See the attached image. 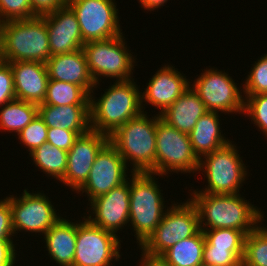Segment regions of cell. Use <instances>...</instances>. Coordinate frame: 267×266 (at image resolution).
Returning a JSON list of instances; mask_svg holds the SVG:
<instances>
[{"instance_id":"1","label":"cell","mask_w":267,"mask_h":266,"mask_svg":"<svg viewBox=\"0 0 267 266\" xmlns=\"http://www.w3.org/2000/svg\"><path fill=\"white\" fill-rule=\"evenodd\" d=\"M190 194V200L197 208L201 230L231 228L247 235L264 221L261 209L247 202L241 193L221 195L191 192Z\"/></svg>"},{"instance_id":"2","label":"cell","mask_w":267,"mask_h":266,"mask_svg":"<svg viewBox=\"0 0 267 266\" xmlns=\"http://www.w3.org/2000/svg\"><path fill=\"white\" fill-rule=\"evenodd\" d=\"M108 88L97 100L93 91L90 94V125L91 130L109 136L124 123L139 116L143 110L141 91L134 78L115 81Z\"/></svg>"},{"instance_id":"3","label":"cell","mask_w":267,"mask_h":266,"mask_svg":"<svg viewBox=\"0 0 267 266\" xmlns=\"http://www.w3.org/2000/svg\"><path fill=\"white\" fill-rule=\"evenodd\" d=\"M151 117L142 112L109 135V142L126 165L131 161V173L155 174L157 114Z\"/></svg>"},{"instance_id":"4","label":"cell","mask_w":267,"mask_h":266,"mask_svg":"<svg viewBox=\"0 0 267 266\" xmlns=\"http://www.w3.org/2000/svg\"><path fill=\"white\" fill-rule=\"evenodd\" d=\"M1 61H38L51 57L44 17L0 23Z\"/></svg>"},{"instance_id":"5","label":"cell","mask_w":267,"mask_h":266,"mask_svg":"<svg viewBox=\"0 0 267 266\" xmlns=\"http://www.w3.org/2000/svg\"><path fill=\"white\" fill-rule=\"evenodd\" d=\"M132 174V175H131ZM129 226L135 232L139 247L160 224L166 209L162 190L154 173H131ZM156 178V179H155ZM131 223V225H130Z\"/></svg>"},{"instance_id":"6","label":"cell","mask_w":267,"mask_h":266,"mask_svg":"<svg viewBox=\"0 0 267 266\" xmlns=\"http://www.w3.org/2000/svg\"><path fill=\"white\" fill-rule=\"evenodd\" d=\"M123 35L90 41L82 47L95 84H99L102 76L115 78V81L132 79L136 61L134 55L129 52L131 50L127 48Z\"/></svg>"},{"instance_id":"7","label":"cell","mask_w":267,"mask_h":266,"mask_svg":"<svg viewBox=\"0 0 267 266\" xmlns=\"http://www.w3.org/2000/svg\"><path fill=\"white\" fill-rule=\"evenodd\" d=\"M238 151L237 146L230 141L227 145L204 156L199 162L198 171L202 170L205 173L208 184L205 189L199 191L196 188L192 192L221 195L239 193L248 171Z\"/></svg>"},{"instance_id":"8","label":"cell","mask_w":267,"mask_h":266,"mask_svg":"<svg viewBox=\"0 0 267 266\" xmlns=\"http://www.w3.org/2000/svg\"><path fill=\"white\" fill-rule=\"evenodd\" d=\"M199 162L189 135L168 125L157 114L155 176L169 172L195 173L198 172Z\"/></svg>"},{"instance_id":"9","label":"cell","mask_w":267,"mask_h":266,"mask_svg":"<svg viewBox=\"0 0 267 266\" xmlns=\"http://www.w3.org/2000/svg\"><path fill=\"white\" fill-rule=\"evenodd\" d=\"M199 230L197 208L189 198L185 203L177 202L167 207L160 224L139 249L148 254L161 256L173 245L192 237Z\"/></svg>"},{"instance_id":"10","label":"cell","mask_w":267,"mask_h":266,"mask_svg":"<svg viewBox=\"0 0 267 266\" xmlns=\"http://www.w3.org/2000/svg\"><path fill=\"white\" fill-rule=\"evenodd\" d=\"M77 221L73 266H111L120 259L121 240L111 231L93 225L84 215Z\"/></svg>"},{"instance_id":"11","label":"cell","mask_w":267,"mask_h":266,"mask_svg":"<svg viewBox=\"0 0 267 266\" xmlns=\"http://www.w3.org/2000/svg\"><path fill=\"white\" fill-rule=\"evenodd\" d=\"M79 23L84 43L121 35L115 0H67Z\"/></svg>"},{"instance_id":"12","label":"cell","mask_w":267,"mask_h":266,"mask_svg":"<svg viewBox=\"0 0 267 266\" xmlns=\"http://www.w3.org/2000/svg\"><path fill=\"white\" fill-rule=\"evenodd\" d=\"M233 80L225 71L206 68L190 85L208 111L241 115L244 110L243 90Z\"/></svg>"},{"instance_id":"13","label":"cell","mask_w":267,"mask_h":266,"mask_svg":"<svg viewBox=\"0 0 267 266\" xmlns=\"http://www.w3.org/2000/svg\"><path fill=\"white\" fill-rule=\"evenodd\" d=\"M12 227L14 234L20 232L44 235L60 218L49 197L38 191L30 193L25 189L22 196L10 195Z\"/></svg>"},{"instance_id":"14","label":"cell","mask_w":267,"mask_h":266,"mask_svg":"<svg viewBox=\"0 0 267 266\" xmlns=\"http://www.w3.org/2000/svg\"><path fill=\"white\" fill-rule=\"evenodd\" d=\"M127 169L119 152L108 142L96 156L86 182L76 193L85 192L91 201L126 182L129 178Z\"/></svg>"},{"instance_id":"15","label":"cell","mask_w":267,"mask_h":266,"mask_svg":"<svg viewBox=\"0 0 267 266\" xmlns=\"http://www.w3.org/2000/svg\"><path fill=\"white\" fill-rule=\"evenodd\" d=\"M108 142V135L94 130L80 135L68 151L67 169L59 182L77 191L86 182L96 156Z\"/></svg>"},{"instance_id":"16","label":"cell","mask_w":267,"mask_h":266,"mask_svg":"<svg viewBox=\"0 0 267 266\" xmlns=\"http://www.w3.org/2000/svg\"><path fill=\"white\" fill-rule=\"evenodd\" d=\"M87 219L95 226L116 234L129 223L130 185L129 180L108 193L102 194L90 201ZM94 213V214H93ZM95 216V217H94Z\"/></svg>"},{"instance_id":"17","label":"cell","mask_w":267,"mask_h":266,"mask_svg":"<svg viewBox=\"0 0 267 266\" xmlns=\"http://www.w3.org/2000/svg\"><path fill=\"white\" fill-rule=\"evenodd\" d=\"M190 79H186L185 75L176 70L172 65H163L150 78L145 91L141 92V106L146 103L156 107L161 115L173 102H175L184 91L190 86ZM146 102L145 104H143ZM144 108V109H143Z\"/></svg>"},{"instance_id":"18","label":"cell","mask_w":267,"mask_h":266,"mask_svg":"<svg viewBox=\"0 0 267 266\" xmlns=\"http://www.w3.org/2000/svg\"><path fill=\"white\" fill-rule=\"evenodd\" d=\"M43 17L47 25L51 56L82 49L85 43L79 23L75 13L67 4Z\"/></svg>"},{"instance_id":"19","label":"cell","mask_w":267,"mask_h":266,"mask_svg":"<svg viewBox=\"0 0 267 266\" xmlns=\"http://www.w3.org/2000/svg\"><path fill=\"white\" fill-rule=\"evenodd\" d=\"M11 66L16 99L42 104L46 95L48 72L38 61L7 62Z\"/></svg>"},{"instance_id":"20","label":"cell","mask_w":267,"mask_h":266,"mask_svg":"<svg viewBox=\"0 0 267 266\" xmlns=\"http://www.w3.org/2000/svg\"><path fill=\"white\" fill-rule=\"evenodd\" d=\"M45 64L49 79L79 85L89 94L98 87L90 75L83 49L51 56Z\"/></svg>"},{"instance_id":"21","label":"cell","mask_w":267,"mask_h":266,"mask_svg":"<svg viewBox=\"0 0 267 266\" xmlns=\"http://www.w3.org/2000/svg\"><path fill=\"white\" fill-rule=\"evenodd\" d=\"M206 112H208V110L205 104L190 85L160 117L168 125L176 128L178 131L189 134L195 127L198 119Z\"/></svg>"},{"instance_id":"22","label":"cell","mask_w":267,"mask_h":266,"mask_svg":"<svg viewBox=\"0 0 267 266\" xmlns=\"http://www.w3.org/2000/svg\"><path fill=\"white\" fill-rule=\"evenodd\" d=\"M38 114L48 128L65 129L79 136L91 130L90 105H38Z\"/></svg>"},{"instance_id":"23","label":"cell","mask_w":267,"mask_h":266,"mask_svg":"<svg viewBox=\"0 0 267 266\" xmlns=\"http://www.w3.org/2000/svg\"><path fill=\"white\" fill-rule=\"evenodd\" d=\"M43 236L50 259L59 266H73L77 222L60 218Z\"/></svg>"},{"instance_id":"24","label":"cell","mask_w":267,"mask_h":266,"mask_svg":"<svg viewBox=\"0 0 267 266\" xmlns=\"http://www.w3.org/2000/svg\"><path fill=\"white\" fill-rule=\"evenodd\" d=\"M218 114V112H206L188 134L192 148L199 160L231 141L221 134L219 123L221 119Z\"/></svg>"},{"instance_id":"25","label":"cell","mask_w":267,"mask_h":266,"mask_svg":"<svg viewBox=\"0 0 267 266\" xmlns=\"http://www.w3.org/2000/svg\"><path fill=\"white\" fill-rule=\"evenodd\" d=\"M205 236L200 229L195 235L181 240L161 256L170 266H200L203 264V247Z\"/></svg>"},{"instance_id":"26","label":"cell","mask_w":267,"mask_h":266,"mask_svg":"<svg viewBox=\"0 0 267 266\" xmlns=\"http://www.w3.org/2000/svg\"><path fill=\"white\" fill-rule=\"evenodd\" d=\"M0 130L18 133L37 115L38 105L14 99L0 107Z\"/></svg>"},{"instance_id":"27","label":"cell","mask_w":267,"mask_h":266,"mask_svg":"<svg viewBox=\"0 0 267 266\" xmlns=\"http://www.w3.org/2000/svg\"><path fill=\"white\" fill-rule=\"evenodd\" d=\"M42 104L52 106L90 105V94L79 85L49 79Z\"/></svg>"},{"instance_id":"28","label":"cell","mask_w":267,"mask_h":266,"mask_svg":"<svg viewBox=\"0 0 267 266\" xmlns=\"http://www.w3.org/2000/svg\"><path fill=\"white\" fill-rule=\"evenodd\" d=\"M33 163L42 172L56 180H61L67 169L68 152L48 143L42 144L29 153Z\"/></svg>"},{"instance_id":"29","label":"cell","mask_w":267,"mask_h":266,"mask_svg":"<svg viewBox=\"0 0 267 266\" xmlns=\"http://www.w3.org/2000/svg\"><path fill=\"white\" fill-rule=\"evenodd\" d=\"M266 227L259 224L245 236L242 266H267Z\"/></svg>"},{"instance_id":"30","label":"cell","mask_w":267,"mask_h":266,"mask_svg":"<svg viewBox=\"0 0 267 266\" xmlns=\"http://www.w3.org/2000/svg\"><path fill=\"white\" fill-rule=\"evenodd\" d=\"M205 240L213 248L227 250H244L245 234L240 230L231 228H220L202 230Z\"/></svg>"},{"instance_id":"31","label":"cell","mask_w":267,"mask_h":266,"mask_svg":"<svg viewBox=\"0 0 267 266\" xmlns=\"http://www.w3.org/2000/svg\"><path fill=\"white\" fill-rule=\"evenodd\" d=\"M244 250L213 248L206 240L203 247V264L214 266H242Z\"/></svg>"},{"instance_id":"32","label":"cell","mask_w":267,"mask_h":266,"mask_svg":"<svg viewBox=\"0 0 267 266\" xmlns=\"http://www.w3.org/2000/svg\"><path fill=\"white\" fill-rule=\"evenodd\" d=\"M243 114L267 137V94L244 95Z\"/></svg>"},{"instance_id":"33","label":"cell","mask_w":267,"mask_h":266,"mask_svg":"<svg viewBox=\"0 0 267 266\" xmlns=\"http://www.w3.org/2000/svg\"><path fill=\"white\" fill-rule=\"evenodd\" d=\"M242 90L244 95L267 94V54L255 61Z\"/></svg>"},{"instance_id":"34","label":"cell","mask_w":267,"mask_h":266,"mask_svg":"<svg viewBox=\"0 0 267 266\" xmlns=\"http://www.w3.org/2000/svg\"><path fill=\"white\" fill-rule=\"evenodd\" d=\"M17 136L31 153L37 147L47 143L48 127L38 114Z\"/></svg>"},{"instance_id":"35","label":"cell","mask_w":267,"mask_h":266,"mask_svg":"<svg viewBox=\"0 0 267 266\" xmlns=\"http://www.w3.org/2000/svg\"><path fill=\"white\" fill-rule=\"evenodd\" d=\"M33 17L30 0H0V23Z\"/></svg>"},{"instance_id":"36","label":"cell","mask_w":267,"mask_h":266,"mask_svg":"<svg viewBox=\"0 0 267 266\" xmlns=\"http://www.w3.org/2000/svg\"><path fill=\"white\" fill-rule=\"evenodd\" d=\"M16 99L13 73L9 63L0 61V107Z\"/></svg>"},{"instance_id":"37","label":"cell","mask_w":267,"mask_h":266,"mask_svg":"<svg viewBox=\"0 0 267 266\" xmlns=\"http://www.w3.org/2000/svg\"><path fill=\"white\" fill-rule=\"evenodd\" d=\"M78 137L79 135L74 131L48 128L47 143L68 152Z\"/></svg>"},{"instance_id":"38","label":"cell","mask_w":267,"mask_h":266,"mask_svg":"<svg viewBox=\"0 0 267 266\" xmlns=\"http://www.w3.org/2000/svg\"><path fill=\"white\" fill-rule=\"evenodd\" d=\"M14 235L12 227L11 209L9 199H0V240H12Z\"/></svg>"},{"instance_id":"39","label":"cell","mask_w":267,"mask_h":266,"mask_svg":"<svg viewBox=\"0 0 267 266\" xmlns=\"http://www.w3.org/2000/svg\"><path fill=\"white\" fill-rule=\"evenodd\" d=\"M67 0H30L32 13L43 17L57 11L66 4Z\"/></svg>"},{"instance_id":"40","label":"cell","mask_w":267,"mask_h":266,"mask_svg":"<svg viewBox=\"0 0 267 266\" xmlns=\"http://www.w3.org/2000/svg\"><path fill=\"white\" fill-rule=\"evenodd\" d=\"M16 255L13 240H0V266H15Z\"/></svg>"},{"instance_id":"41","label":"cell","mask_w":267,"mask_h":266,"mask_svg":"<svg viewBox=\"0 0 267 266\" xmlns=\"http://www.w3.org/2000/svg\"><path fill=\"white\" fill-rule=\"evenodd\" d=\"M141 253L139 266H170L162 256L148 254L144 250Z\"/></svg>"},{"instance_id":"42","label":"cell","mask_w":267,"mask_h":266,"mask_svg":"<svg viewBox=\"0 0 267 266\" xmlns=\"http://www.w3.org/2000/svg\"><path fill=\"white\" fill-rule=\"evenodd\" d=\"M139 3L141 4V6L143 7V9L146 10H156L158 8H160L161 6H164V4L168 1V0H138Z\"/></svg>"},{"instance_id":"43","label":"cell","mask_w":267,"mask_h":266,"mask_svg":"<svg viewBox=\"0 0 267 266\" xmlns=\"http://www.w3.org/2000/svg\"><path fill=\"white\" fill-rule=\"evenodd\" d=\"M200 266H214V265L201 264Z\"/></svg>"}]
</instances>
